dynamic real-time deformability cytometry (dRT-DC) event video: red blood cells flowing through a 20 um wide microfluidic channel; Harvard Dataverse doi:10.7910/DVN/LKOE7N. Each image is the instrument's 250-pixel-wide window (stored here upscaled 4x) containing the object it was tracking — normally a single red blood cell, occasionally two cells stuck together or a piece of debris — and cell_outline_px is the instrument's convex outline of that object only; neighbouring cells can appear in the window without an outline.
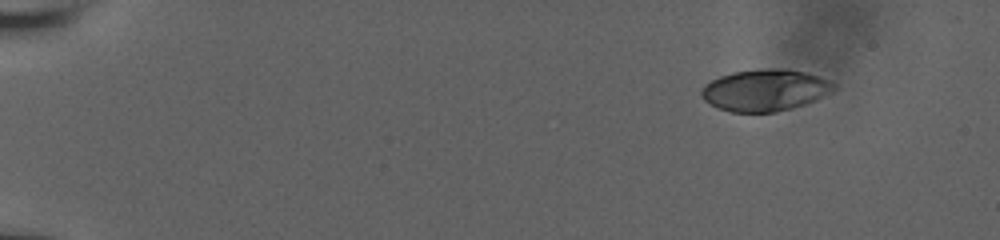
{"species": "human", "species_latin": "Homo sapiens", "temperature_condition": "room temperature", "stored_images_in_passage": 50, "camera_frame_rate_fps": 3000, "um_per_image_px": 0.085, "donor": {"sex": "male"}, "frame": {"image": 1, "passage_image": 1, "time_ms": 0.0, "image_size_px": [1000, 240], "cell_outline_px": [[836, 88], [832, 92], [816, 100], [804, 104], [776, 112], [732, 112], [720, 108], [704, 100], [700, 96], [700, 92], [704, 84], [720, 76], [732, 72], [764, 68], [788, 68], [808, 72], [820, 76], [836, 84]], "centroid_in_image_um": [65.06, 7.64], "position_along_channel_um": 19.9, "area_um2": 32.43}}
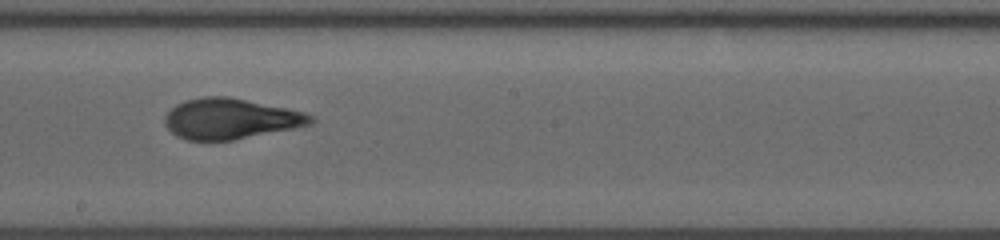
{"frame": {"image": 2, "passage_image": 28, "time_ms": 9.0, "image_size_px": [1000, 240], "cell_outline_px": [[316, 120], [312, 124], [296, 128], [232, 140], [184, 140], [176, 136], [164, 124], [164, 116], [176, 104], [184, 100], [204, 96], [228, 96], [304, 112], [316, 116]], "centroid_in_image_um": [19.59, 10.09], "position_along_channel_um": 228.6, "area_um2": 34.62}}
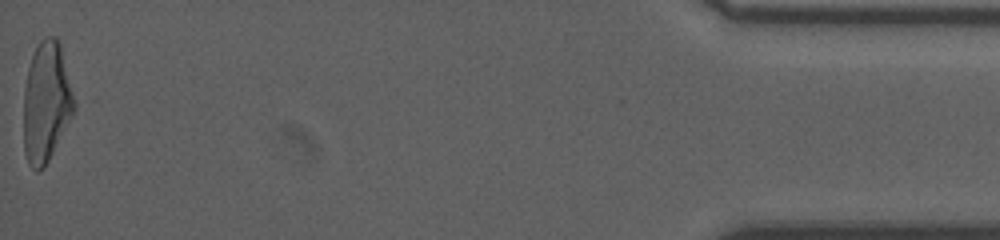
{"frame": {"image": 3, "passage_image": 50, "time_ms": 16.333, "image_size_px": [1000, 240], "cell_outline_px": [[80, 100], [72, 116], [48, 160], [36, 172], [28, 164], [24, 152], [24, 88], [28, 68], [32, 56], [40, 40], [44, 36], [56, 36], [60, 44]], "centroid_in_image_um": [4.0, 8.61], "position_along_channel_um": 431.2, "area_um2": 36.24}, "authors_computed_cell_mechanics": {"area_um2": 33.8708, "velocity_mm_per_s": 3.9322, "shape_relaxation_time_tau1_ms": null, "shape_relaxation_time_tau2_ms": 0.9067, "deformation_change_tau1": null, "deformation_change_tau2": 0.0835}}